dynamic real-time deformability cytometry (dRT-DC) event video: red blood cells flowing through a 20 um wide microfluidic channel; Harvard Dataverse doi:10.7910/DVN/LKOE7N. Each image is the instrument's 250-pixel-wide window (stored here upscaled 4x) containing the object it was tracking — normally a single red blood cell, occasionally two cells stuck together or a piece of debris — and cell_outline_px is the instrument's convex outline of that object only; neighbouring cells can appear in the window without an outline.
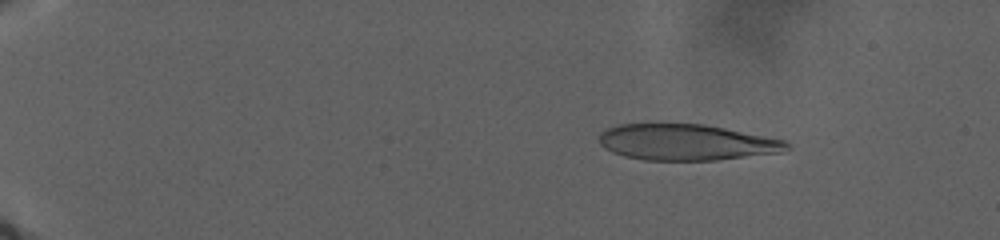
{"species": "human", "species_latin": "Homo sapiens", "temperature_condition": "warm", "stored_images_in_passage": 75, "camera_frame_rate_fps": 3000, "um_per_image_px": 0.085, "donor": {"sex": "male"}, "frame": {"image": 1, "passage_image": 15, "time_ms": 5.667, "image_size_px": [1000, 240], "cell_outline_px": [[792, 148], [784, 152], [716, 160], [644, 160], [624, 156], [612, 152], [604, 148], [600, 144], [600, 132], [608, 128], [620, 124], [704, 124], [784, 140], [792, 144]], "centroid_in_image_um": [58.37, 12.1], "position_along_channel_um": 26.6, "area_um2": 39.42}}
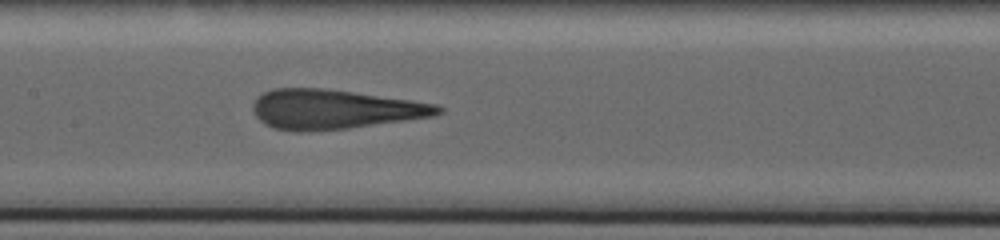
{"frame": {"image": 2, "passage_image": 49, "time_ms": 21.0, "image_size_px": [1000, 240], "cell_outline_px": [[444, 112], [432, 116], [348, 128], [308, 132], [296, 132], [272, 128], [264, 124], [256, 116], [252, 108], [252, 104], [256, 96], [272, 88], [324, 88], [440, 104], [444, 108]], "centroid_in_image_um": [28.38, 9.29], "position_along_channel_um": 179.0, "area_um2": 42.83}}
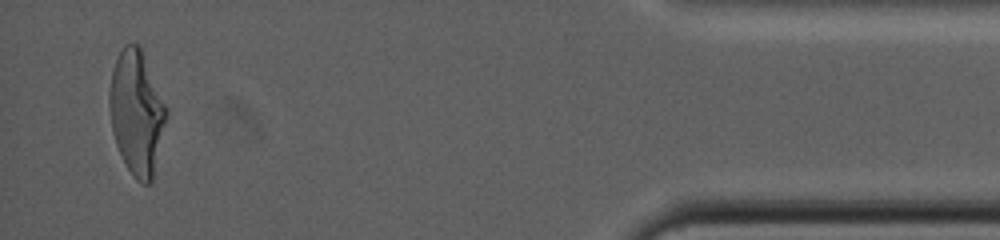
{"frame": {"image": 3, "passage_image": 74, "time_ms": 37.0, "image_size_px": [1000, 240], "cell_outline_px": [[168, 116], [152, 180], [148, 184], [144, 184], [136, 180], [128, 168], [116, 144], [112, 132], [108, 104], [108, 92], [112, 68], [124, 44], [140, 44], [168, 108]], "centroid_in_image_um": [11.62, 9.53], "position_along_channel_um": 423.6, "area_um2": 41.56}}